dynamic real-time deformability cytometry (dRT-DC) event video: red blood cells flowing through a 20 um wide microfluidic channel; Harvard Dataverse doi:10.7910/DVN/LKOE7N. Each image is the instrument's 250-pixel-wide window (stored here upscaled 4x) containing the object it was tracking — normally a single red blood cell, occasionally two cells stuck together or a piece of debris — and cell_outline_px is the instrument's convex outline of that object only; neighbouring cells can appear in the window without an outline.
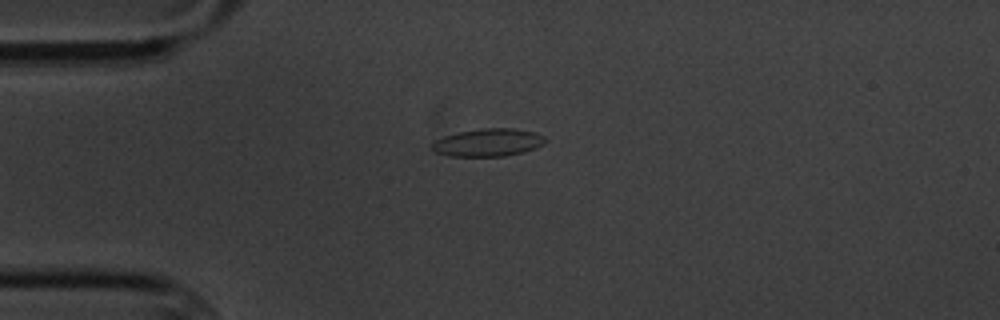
{"species": "common noctule bat (a hibernating species)", "species_latin": "Nyctalus noctula", "temperature_condition": "cold", "stored_images_in_passage": 15, "camera_frame_rate_fps": 3000, "um_per_image_px": 0.085, "animal": {"sex": "male", "body_mass_g": 20.1, "forearm_length_mm": 53.5}, "frame": {"image": 1, "passage_image": 4, "time_ms": 4.333, "image_size_px": [1000, 320], "cell_outline_px": [[544, 144], [536, 148], [524, 152], [504, 156], [448, 156], [432, 152], [432, 140], [444, 136], [460, 132], [484, 128], [512, 128], [536, 132], [544, 136]], "centroid_in_image_um": [41.46, 12.12], "position_along_channel_um": 43.5, "area_um2": 18.44}}
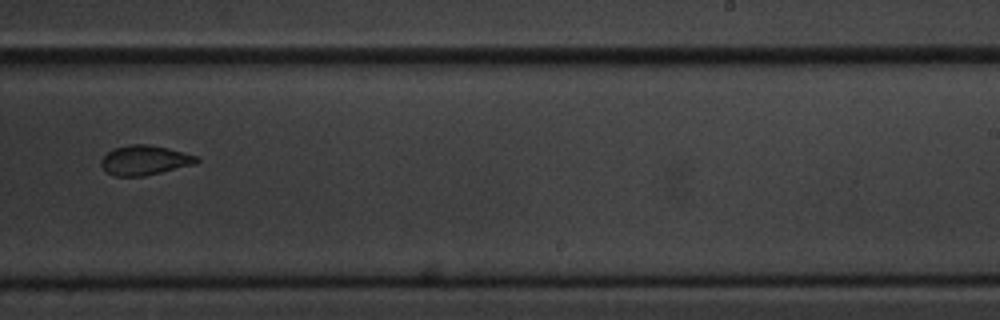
{"frame": {"image": 2, "passage_image": 10, "time_ms": 11.667, "image_size_px": [1000, 320], "cell_outline_px": [[200, 160], [196, 164], [144, 176], [112, 176], [100, 164], [100, 160], [108, 152], [116, 148], [132, 144], [148, 144], [168, 148], [200, 156]], "centroid_in_image_um": [12.34, 13.62], "position_along_channel_um": 276.7, "area_um2": 16.53}}
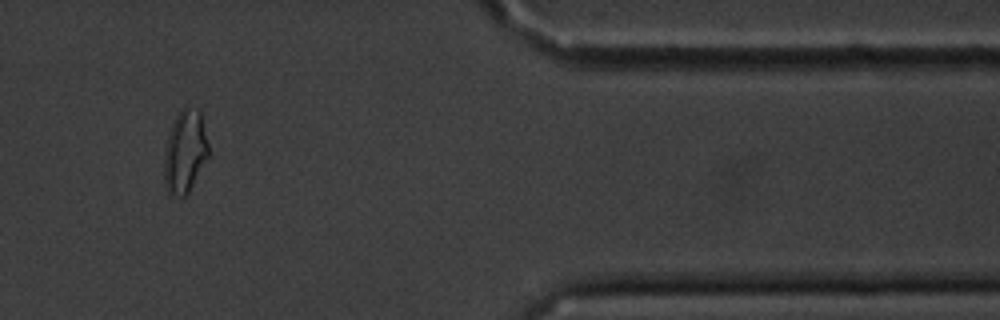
{"frame": {"image": 3, "passage_image": 13, "time_ms": 16.0, "image_size_px": [1000, 320], "cell_outline_px": [[208, 156], [188, 196], [172, 196], [164, 188], [164, 152], [168, 136], [172, 124], [176, 116], [184, 104], [188, 104], [200, 112], [208, 144]], "centroid_in_image_um": [15.71, 12.91], "position_along_channel_um": 395.7, "area_um2": 21.68}, "authors_computed_cell_mechanics": {"area_um2": 17.5134, "velocity_mm_per_s": 3.4333, "shape_relaxation_time_tau1_ms": 5.8707, "shape_relaxation_time_tau2_ms": 0.8324, "deformation_change_tau1": 0.1027, "deformation_change_tau2": 0.0511}}